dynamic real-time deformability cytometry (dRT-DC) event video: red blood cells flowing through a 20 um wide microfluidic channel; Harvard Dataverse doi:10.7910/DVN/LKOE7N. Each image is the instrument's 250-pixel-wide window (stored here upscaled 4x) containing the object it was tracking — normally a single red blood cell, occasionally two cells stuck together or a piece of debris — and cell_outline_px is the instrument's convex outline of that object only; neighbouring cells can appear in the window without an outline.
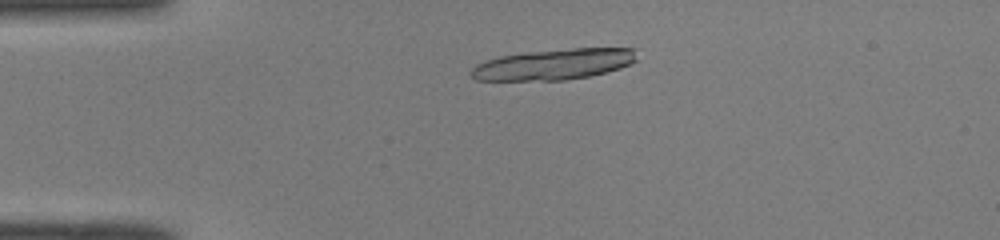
{"species": "common noctule bat (a hibernating species)", "species_latin": "Nyctalus noctula", "temperature_condition": "room temperature", "stored_images_in_passage": 14, "camera_frame_rate_fps": 3000, "um_per_image_px": 0.085, "animal": {"sex": "male", "body_mass_g": 19.0, "forearm_length_mm": 50.8}, "frame": {"image": 1, "passage_image": 8, "time_ms": 2.333, "image_size_px": [1000, 240], "cell_outline_px": [[636, 60], [632, 64], [620, 68], [588, 76], [564, 80], [476, 80], [468, 72], [476, 64], [484, 60], [500, 56], [528, 52], [572, 48], [632, 48]], "centroid_in_image_um": [47.02, 5.47], "position_along_channel_um": 38.0, "area_um2": 29.54}}